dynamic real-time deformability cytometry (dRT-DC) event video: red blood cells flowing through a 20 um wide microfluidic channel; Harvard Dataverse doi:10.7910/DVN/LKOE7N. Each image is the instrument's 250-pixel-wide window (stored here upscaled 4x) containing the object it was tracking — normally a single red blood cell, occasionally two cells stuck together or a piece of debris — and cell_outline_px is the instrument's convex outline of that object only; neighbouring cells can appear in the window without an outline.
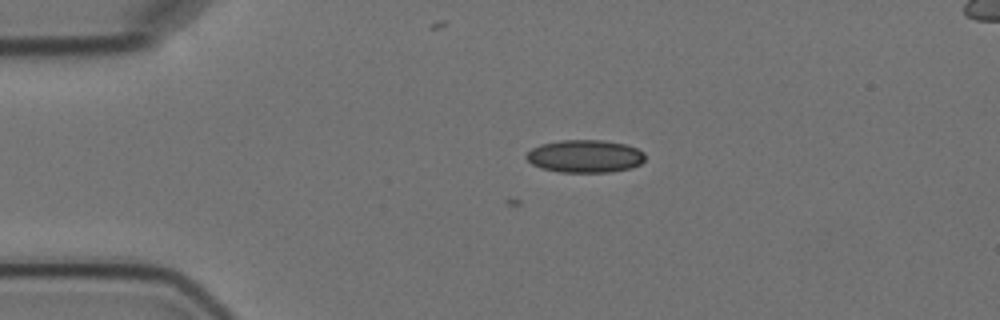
{"species": "Egyptian fruit bat (a non-hibernating species)", "species_latin": "Rousettus aegyptiacus", "temperature_condition": "cold", "stored_images_in_passage": 4, "segment_of_instrument_passage": [1, 2], "camera_frame_rate_fps": 3000, "um_per_image_px": 0.085, "animal": {"sex": "female"}, "frame": {"image": 1, "passage_image": 2, "time_ms": 1.333, "image_size_px": [1000, 320], "cell_outline_px": [[644, 160], [640, 164], [632, 168], [612, 172], [560, 172], [540, 168], [532, 164], [524, 156], [532, 148], [540, 144], [560, 140], [604, 140], [628, 144], [644, 152]], "centroid_in_image_um": [49.73, 13.27], "position_along_channel_um": 35.3, "area_um2": 22.89}}